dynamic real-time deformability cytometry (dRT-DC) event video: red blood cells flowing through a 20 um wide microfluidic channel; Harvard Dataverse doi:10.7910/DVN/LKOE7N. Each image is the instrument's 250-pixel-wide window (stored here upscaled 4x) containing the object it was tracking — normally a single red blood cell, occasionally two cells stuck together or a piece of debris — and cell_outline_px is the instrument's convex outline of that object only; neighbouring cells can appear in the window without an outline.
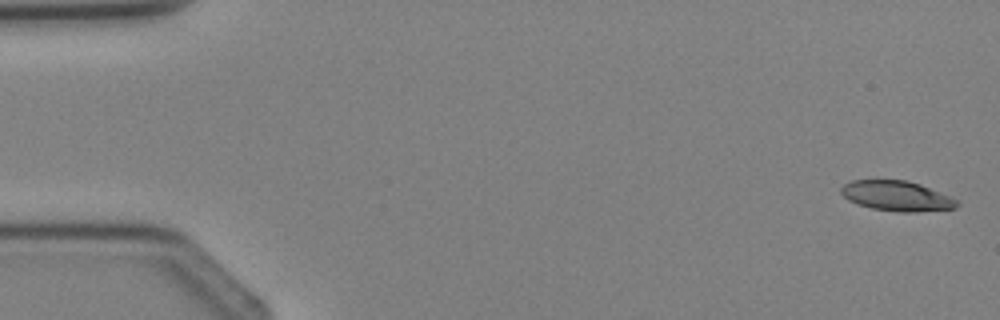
{"species": "Egyptian fruit bat (a non-hibernating species)", "species_latin": "Rousettus aegyptiacus", "temperature_condition": "cold", "stored_images_in_passage": 4, "camera_frame_rate_fps": 3000, "um_per_image_px": 0.085, "animal": {"sex": "female"}, "frame": {"image": 1, "passage_image": 1, "time_ms": 0.0, "image_size_px": [1000, 320], "cell_outline_px": [[960, 204], [956, 208], [916, 212], [896, 212], [872, 208], [856, 204], [848, 200], [840, 192], [840, 188], [844, 184], [852, 180], [904, 180], [920, 184], [948, 196], [956, 200]], "centroid_in_image_um": [76.18, 16.66], "position_along_channel_um": 8.8, "area_um2": 20.23}}